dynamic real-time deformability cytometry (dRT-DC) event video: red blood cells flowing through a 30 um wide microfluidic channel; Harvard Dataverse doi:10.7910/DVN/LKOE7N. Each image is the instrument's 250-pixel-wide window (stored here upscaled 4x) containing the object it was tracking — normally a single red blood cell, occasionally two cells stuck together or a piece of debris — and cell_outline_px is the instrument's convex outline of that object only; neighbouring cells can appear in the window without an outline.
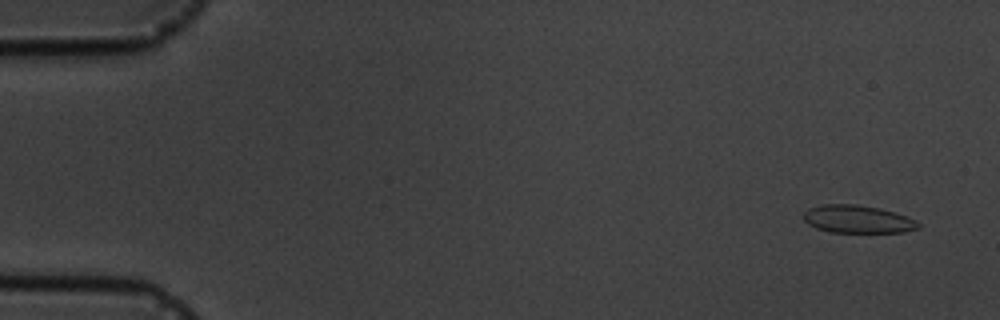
{"species": "common noctule bat (a hibernating species)", "species_latin": "Nyctalus noctula", "temperature_condition": "cold", "stored_images_in_passage": 5, "camera_frame_rate_fps": 3000, "um_per_image_px": 0.085, "animal": {"sex": "male", "body_mass_g": 19.5, "forearm_length_mm": 54.6}, "frame": {"image": 1, "passage_image": 1, "time_ms": 0.0, "image_size_px": [1000, 320], "cell_outline_px": [[920, 228], [904, 232], [832, 232], [816, 228], [808, 224], [804, 220], [804, 212], [808, 208], [820, 204], [856, 204], [880, 208], [908, 216], [916, 220], [920, 224]], "centroid_in_image_um": [72.91, 18.62], "position_along_channel_um": 12.1, "area_um2": 18.73}}